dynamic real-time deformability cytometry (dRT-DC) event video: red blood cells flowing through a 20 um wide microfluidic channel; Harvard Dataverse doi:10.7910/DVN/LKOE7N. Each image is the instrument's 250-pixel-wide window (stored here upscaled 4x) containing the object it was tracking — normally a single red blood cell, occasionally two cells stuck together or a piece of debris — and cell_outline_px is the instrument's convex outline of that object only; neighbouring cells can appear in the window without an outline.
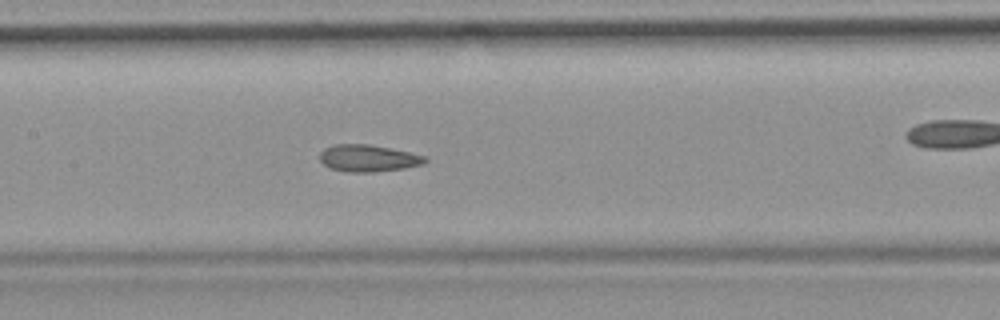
{"species": "common noctule bat (a hibernating species)", "species_latin": "Nyctalus noctula", "temperature_condition": "room temperature", "stored_images_in_passage": 51, "camera_frame_rate_fps": 3000, "um_per_image_px": 0.085, "animal": {"sex": "female", "body_mass_g": 19.9}, "frame": {"image": 1, "passage_image": 22, "time_ms": 7.0, "image_size_px": [1000, 320], "cell_outline_px": [[428, 160], [424, 164], [404, 168], [372, 172], [344, 172], [332, 168], [324, 164], [320, 160], [320, 152], [324, 148], [336, 144], [368, 144], [408, 152], [424, 156]], "centroid_in_image_um": [31.28, 13.45], "position_along_channel_um": 176.1, "area_um2": 16.36}}
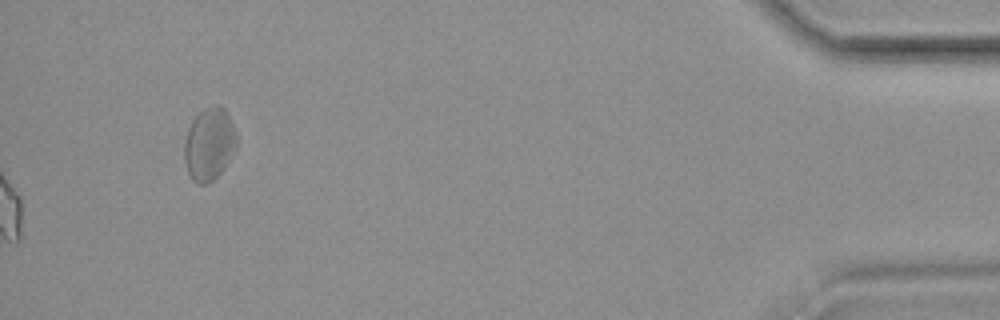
{"frame": {"image": 2, "passage_image": 51, "time_ms": 16.667, "image_size_px": [1000, 320], "cell_outline_px": [[236, 148], [220, 172], [208, 184], [196, 184], [192, 180], [188, 172], [184, 160], [184, 144], [188, 128], [192, 120], [204, 108], [216, 104], [220, 104], [228, 112], [236, 132]], "centroid_in_image_um": [17.77, 12.22], "position_along_channel_um": 417.4, "area_um2": 22.14}, "authors_computed_cell_mechanics": {"area_um2": 16.9354, "velocity_mm_per_s": 3.7609, "shape_relaxation_time_tau1_ms": null, "shape_relaxation_time_tau2_ms": 3.0967, "deformation_change_tau1": null, "deformation_change_tau2": 0.1085}}